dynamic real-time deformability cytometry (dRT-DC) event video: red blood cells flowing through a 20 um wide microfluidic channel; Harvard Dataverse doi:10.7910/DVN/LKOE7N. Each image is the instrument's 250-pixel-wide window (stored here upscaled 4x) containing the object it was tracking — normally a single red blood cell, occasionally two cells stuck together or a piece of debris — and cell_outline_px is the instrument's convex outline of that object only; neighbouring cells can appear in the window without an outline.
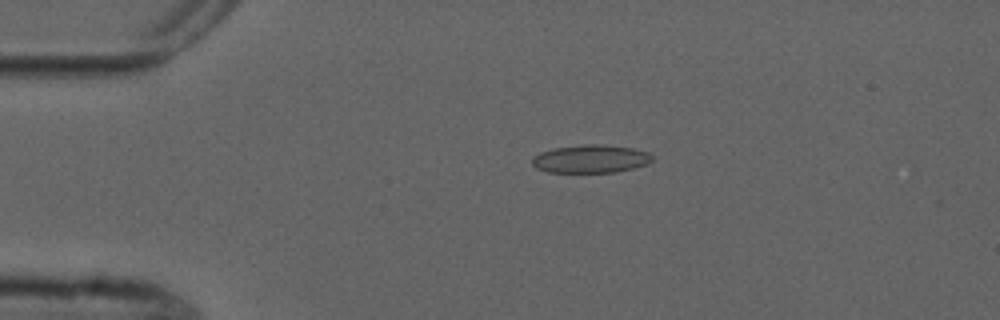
{"species": "common noctule bat (a hibernating species)", "species_latin": "Nyctalus noctula", "temperature_condition": "cold", "stored_images_in_passage": 3, "camera_frame_rate_fps": 3000, "um_per_image_px": 0.085, "animal": {"sex": "male", "forearm_length_mm": 52.5}, "frame": {"image": 1, "passage_image": 2, "time_ms": 1.333, "image_size_px": [1000, 320], "cell_outline_px": [[652, 160], [648, 164], [616, 172], [548, 172], [536, 168], [532, 164], [532, 156], [540, 152], [552, 148], [584, 144], [600, 144], [632, 148], [648, 152], [652, 156]], "centroid_in_image_um": [50.18, 13.5], "position_along_channel_um": 34.8, "area_um2": 19.71}}